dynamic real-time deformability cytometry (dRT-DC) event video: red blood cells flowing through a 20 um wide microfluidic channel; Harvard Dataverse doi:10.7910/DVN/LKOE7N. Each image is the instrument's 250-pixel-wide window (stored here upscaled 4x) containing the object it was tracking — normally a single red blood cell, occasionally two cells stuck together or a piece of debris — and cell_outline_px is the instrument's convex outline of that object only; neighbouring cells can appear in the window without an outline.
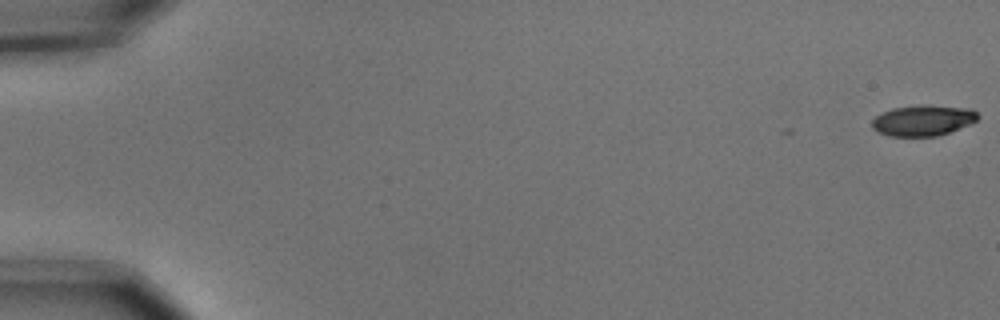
{"species": "common noctule bat (a hibernating species)", "species_latin": "Nyctalus noctula", "temperature_condition": "cold", "stored_images_in_passage": 5, "camera_frame_rate_fps": 3000, "um_per_image_px": 0.085, "animal": {"sex": "male", "body_mass_g": 15.6}, "frame": {"image": 1, "passage_image": 1, "time_ms": 0.0, "image_size_px": [1000, 320], "cell_outline_px": [[980, 116], [976, 120], [968, 124], [948, 132], [936, 136], [888, 136], [872, 128], [872, 120], [876, 116], [892, 108], [920, 104], [928, 104], [972, 108]], "centroid_in_image_um": [78.46, 10.21], "position_along_channel_um": 6.5, "area_um2": 19.02}}